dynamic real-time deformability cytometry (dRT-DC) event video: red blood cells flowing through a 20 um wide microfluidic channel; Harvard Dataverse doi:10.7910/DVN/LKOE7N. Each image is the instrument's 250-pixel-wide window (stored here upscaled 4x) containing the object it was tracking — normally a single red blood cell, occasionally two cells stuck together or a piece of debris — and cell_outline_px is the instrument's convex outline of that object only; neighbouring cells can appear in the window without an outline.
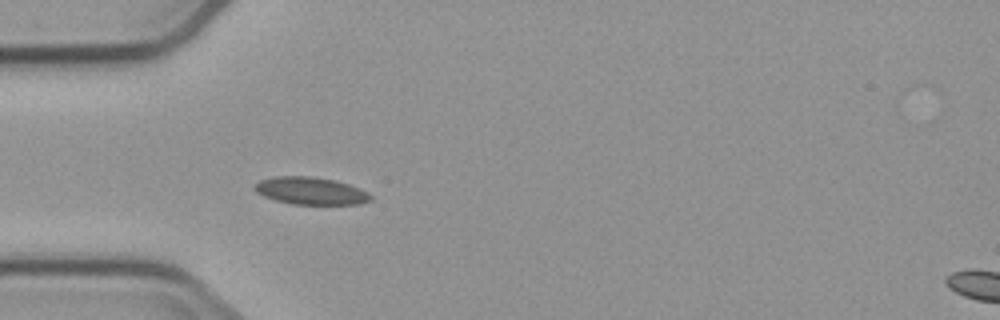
{"species": "common noctule bat (a hibernating species)", "species_latin": "Nyctalus noctula", "temperature_condition": "cold", "stored_images_in_passage": 2, "camera_frame_rate_fps": 3000, "um_per_image_px": 0.085, "animal": {"sex": "male", "body_mass_g": 23.1, "forearm_length_mm": 52.7}, "frame": {"image": 1, "passage_image": 2, "time_ms": 2.0, "image_size_px": [1000, 320], "cell_outline_px": [[372, 200], [360, 204], [292, 204], [276, 200], [264, 196], [256, 192], [252, 188], [260, 180], [276, 176], [312, 176], [336, 180], [360, 188], [368, 192], [372, 196]], "centroid_in_image_um": [26.43, 16.22], "position_along_channel_um": 58.6, "area_um2": 18.61}}